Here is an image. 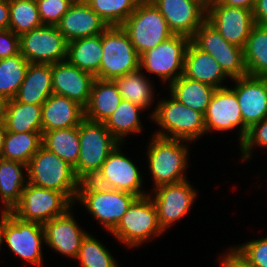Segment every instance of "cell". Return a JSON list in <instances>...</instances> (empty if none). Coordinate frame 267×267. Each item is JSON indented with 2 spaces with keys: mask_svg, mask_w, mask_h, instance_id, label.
Instances as JSON below:
<instances>
[{
  "mask_svg": "<svg viewBox=\"0 0 267 267\" xmlns=\"http://www.w3.org/2000/svg\"><path fill=\"white\" fill-rule=\"evenodd\" d=\"M27 179L28 183L62 192L73 203L76 201L80 180L74 168L43 146L27 164Z\"/></svg>",
  "mask_w": 267,
  "mask_h": 267,
  "instance_id": "cell-1",
  "label": "cell"
},
{
  "mask_svg": "<svg viewBox=\"0 0 267 267\" xmlns=\"http://www.w3.org/2000/svg\"><path fill=\"white\" fill-rule=\"evenodd\" d=\"M136 198L137 196L131 193L105 188L92 180H84L80 181L76 200L111 233Z\"/></svg>",
  "mask_w": 267,
  "mask_h": 267,
  "instance_id": "cell-2",
  "label": "cell"
},
{
  "mask_svg": "<svg viewBox=\"0 0 267 267\" xmlns=\"http://www.w3.org/2000/svg\"><path fill=\"white\" fill-rule=\"evenodd\" d=\"M78 133L80 151L74 172L80 181L92 180L119 142L104 123L86 118L80 122Z\"/></svg>",
  "mask_w": 267,
  "mask_h": 267,
  "instance_id": "cell-3",
  "label": "cell"
},
{
  "mask_svg": "<svg viewBox=\"0 0 267 267\" xmlns=\"http://www.w3.org/2000/svg\"><path fill=\"white\" fill-rule=\"evenodd\" d=\"M188 143L182 139L154 135L148 146V168L153 176L154 188L186 180L184 170L188 164Z\"/></svg>",
  "mask_w": 267,
  "mask_h": 267,
  "instance_id": "cell-4",
  "label": "cell"
},
{
  "mask_svg": "<svg viewBox=\"0 0 267 267\" xmlns=\"http://www.w3.org/2000/svg\"><path fill=\"white\" fill-rule=\"evenodd\" d=\"M170 97L158 101L150 116L161 128L155 135L192 142L206 133L204 114Z\"/></svg>",
  "mask_w": 267,
  "mask_h": 267,
  "instance_id": "cell-5",
  "label": "cell"
},
{
  "mask_svg": "<svg viewBox=\"0 0 267 267\" xmlns=\"http://www.w3.org/2000/svg\"><path fill=\"white\" fill-rule=\"evenodd\" d=\"M121 27L140 56L174 35L150 0H141Z\"/></svg>",
  "mask_w": 267,
  "mask_h": 267,
  "instance_id": "cell-6",
  "label": "cell"
},
{
  "mask_svg": "<svg viewBox=\"0 0 267 267\" xmlns=\"http://www.w3.org/2000/svg\"><path fill=\"white\" fill-rule=\"evenodd\" d=\"M111 234L130 248L138 247L145 241L163 234L158 223L156 206L149 194L137 197L131 203Z\"/></svg>",
  "mask_w": 267,
  "mask_h": 267,
  "instance_id": "cell-7",
  "label": "cell"
},
{
  "mask_svg": "<svg viewBox=\"0 0 267 267\" xmlns=\"http://www.w3.org/2000/svg\"><path fill=\"white\" fill-rule=\"evenodd\" d=\"M98 79L113 80L140 69V55L121 26H110L102 33Z\"/></svg>",
  "mask_w": 267,
  "mask_h": 267,
  "instance_id": "cell-8",
  "label": "cell"
},
{
  "mask_svg": "<svg viewBox=\"0 0 267 267\" xmlns=\"http://www.w3.org/2000/svg\"><path fill=\"white\" fill-rule=\"evenodd\" d=\"M73 205L64 193L27 182L19 204L11 212L23 221L44 225L52 218L65 214Z\"/></svg>",
  "mask_w": 267,
  "mask_h": 267,
  "instance_id": "cell-9",
  "label": "cell"
},
{
  "mask_svg": "<svg viewBox=\"0 0 267 267\" xmlns=\"http://www.w3.org/2000/svg\"><path fill=\"white\" fill-rule=\"evenodd\" d=\"M4 242L9 250L34 266L43 263L42 242L45 232L42 224L23 221L12 212L4 211Z\"/></svg>",
  "mask_w": 267,
  "mask_h": 267,
  "instance_id": "cell-10",
  "label": "cell"
},
{
  "mask_svg": "<svg viewBox=\"0 0 267 267\" xmlns=\"http://www.w3.org/2000/svg\"><path fill=\"white\" fill-rule=\"evenodd\" d=\"M190 41L187 36L174 34L140 56V69L172 83L183 75L185 52Z\"/></svg>",
  "mask_w": 267,
  "mask_h": 267,
  "instance_id": "cell-11",
  "label": "cell"
},
{
  "mask_svg": "<svg viewBox=\"0 0 267 267\" xmlns=\"http://www.w3.org/2000/svg\"><path fill=\"white\" fill-rule=\"evenodd\" d=\"M191 41L209 53L231 80L248 75L243 48L227 42L207 20L196 30Z\"/></svg>",
  "mask_w": 267,
  "mask_h": 267,
  "instance_id": "cell-12",
  "label": "cell"
},
{
  "mask_svg": "<svg viewBox=\"0 0 267 267\" xmlns=\"http://www.w3.org/2000/svg\"><path fill=\"white\" fill-rule=\"evenodd\" d=\"M20 53L29 63L55 64L67 58V41L57 26L43 25L20 36Z\"/></svg>",
  "mask_w": 267,
  "mask_h": 267,
  "instance_id": "cell-13",
  "label": "cell"
},
{
  "mask_svg": "<svg viewBox=\"0 0 267 267\" xmlns=\"http://www.w3.org/2000/svg\"><path fill=\"white\" fill-rule=\"evenodd\" d=\"M120 149L119 143L92 181L99 186L128 192L137 197L148 195L142 191L143 177L139 169Z\"/></svg>",
  "mask_w": 267,
  "mask_h": 267,
  "instance_id": "cell-14",
  "label": "cell"
},
{
  "mask_svg": "<svg viewBox=\"0 0 267 267\" xmlns=\"http://www.w3.org/2000/svg\"><path fill=\"white\" fill-rule=\"evenodd\" d=\"M206 20L227 42L241 48L245 47L247 38L255 25L252 10L230 7L221 4L218 0L207 4Z\"/></svg>",
  "mask_w": 267,
  "mask_h": 267,
  "instance_id": "cell-15",
  "label": "cell"
},
{
  "mask_svg": "<svg viewBox=\"0 0 267 267\" xmlns=\"http://www.w3.org/2000/svg\"><path fill=\"white\" fill-rule=\"evenodd\" d=\"M153 191L155 195H149L156 206L158 223L163 232L188 214L197 196L188 180L162 185Z\"/></svg>",
  "mask_w": 267,
  "mask_h": 267,
  "instance_id": "cell-16",
  "label": "cell"
},
{
  "mask_svg": "<svg viewBox=\"0 0 267 267\" xmlns=\"http://www.w3.org/2000/svg\"><path fill=\"white\" fill-rule=\"evenodd\" d=\"M206 133L228 131L240 126L239 142H243L248 128L244 125L236 93L232 88H218L214 91L204 114Z\"/></svg>",
  "mask_w": 267,
  "mask_h": 267,
  "instance_id": "cell-17",
  "label": "cell"
},
{
  "mask_svg": "<svg viewBox=\"0 0 267 267\" xmlns=\"http://www.w3.org/2000/svg\"><path fill=\"white\" fill-rule=\"evenodd\" d=\"M165 18L174 34L189 37L206 21L207 4L203 0H150Z\"/></svg>",
  "mask_w": 267,
  "mask_h": 267,
  "instance_id": "cell-18",
  "label": "cell"
},
{
  "mask_svg": "<svg viewBox=\"0 0 267 267\" xmlns=\"http://www.w3.org/2000/svg\"><path fill=\"white\" fill-rule=\"evenodd\" d=\"M232 81L243 123L249 129L267 117V77L246 75Z\"/></svg>",
  "mask_w": 267,
  "mask_h": 267,
  "instance_id": "cell-19",
  "label": "cell"
},
{
  "mask_svg": "<svg viewBox=\"0 0 267 267\" xmlns=\"http://www.w3.org/2000/svg\"><path fill=\"white\" fill-rule=\"evenodd\" d=\"M53 94L65 96L83 108L87 105L95 77L67 60L51 64Z\"/></svg>",
  "mask_w": 267,
  "mask_h": 267,
  "instance_id": "cell-20",
  "label": "cell"
},
{
  "mask_svg": "<svg viewBox=\"0 0 267 267\" xmlns=\"http://www.w3.org/2000/svg\"><path fill=\"white\" fill-rule=\"evenodd\" d=\"M43 227L46 245L64 256L76 259L87 231L79 228L71 210L47 221Z\"/></svg>",
  "mask_w": 267,
  "mask_h": 267,
  "instance_id": "cell-21",
  "label": "cell"
},
{
  "mask_svg": "<svg viewBox=\"0 0 267 267\" xmlns=\"http://www.w3.org/2000/svg\"><path fill=\"white\" fill-rule=\"evenodd\" d=\"M56 26L67 42L102 34L108 28L85 1L71 4Z\"/></svg>",
  "mask_w": 267,
  "mask_h": 267,
  "instance_id": "cell-22",
  "label": "cell"
},
{
  "mask_svg": "<svg viewBox=\"0 0 267 267\" xmlns=\"http://www.w3.org/2000/svg\"><path fill=\"white\" fill-rule=\"evenodd\" d=\"M183 76L216 89L225 88V85L222 86L223 81L229 78L217 61L192 41L189 42L185 52Z\"/></svg>",
  "mask_w": 267,
  "mask_h": 267,
  "instance_id": "cell-23",
  "label": "cell"
},
{
  "mask_svg": "<svg viewBox=\"0 0 267 267\" xmlns=\"http://www.w3.org/2000/svg\"><path fill=\"white\" fill-rule=\"evenodd\" d=\"M84 119V108L77 102L52 94L42 104V133L79 126Z\"/></svg>",
  "mask_w": 267,
  "mask_h": 267,
  "instance_id": "cell-24",
  "label": "cell"
},
{
  "mask_svg": "<svg viewBox=\"0 0 267 267\" xmlns=\"http://www.w3.org/2000/svg\"><path fill=\"white\" fill-rule=\"evenodd\" d=\"M122 96L113 80L95 78L87 105L84 107V118L105 123L119 106Z\"/></svg>",
  "mask_w": 267,
  "mask_h": 267,
  "instance_id": "cell-25",
  "label": "cell"
},
{
  "mask_svg": "<svg viewBox=\"0 0 267 267\" xmlns=\"http://www.w3.org/2000/svg\"><path fill=\"white\" fill-rule=\"evenodd\" d=\"M52 94L51 64L29 63L14 99L26 104L42 105Z\"/></svg>",
  "mask_w": 267,
  "mask_h": 267,
  "instance_id": "cell-26",
  "label": "cell"
},
{
  "mask_svg": "<svg viewBox=\"0 0 267 267\" xmlns=\"http://www.w3.org/2000/svg\"><path fill=\"white\" fill-rule=\"evenodd\" d=\"M27 165L0 157V196L4 202L3 211L11 212L20 202L28 179Z\"/></svg>",
  "mask_w": 267,
  "mask_h": 267,
  "instance_id": "cell-27",
  "label": "cell"
},
{
  "mask_svg": "<svg viewBox=\"0 0 267 267\" xmlns=\"http://www.w3.org/2000/svg\"><path fill=\"white\" fill-rule=\"evenodd\" d=\"M102 55V34L67 42L66 60L97 79Z\"/></svg>",
  "mask_w": 267,
  "mask_h": 267,
  "instance_id": "cell-28",
  "label": "cell"
},
{
  "mask_svg": "<svg viewBox=\"0 0 267 267\" xmlns=\"http://www.w3.org/2000/svg\"><path fill=\"white\" fill-rule=\"evenodd\" d=\"M3 122L8 132H42V105L8 100Z\"/></svg>",
  "mask_w": 267,
  "mask_h": 267,
  "instance_id": "cell-29",
  "label": "cell"
},
{
  "mask_svg": "<svg viewBox=\"0 0 267 267\" xmlns=\"http://www.w3.org/2000/svg\"><path fill=\"white\" fill-rule=\"evenodd\" d=\"M170 95L188 108L205 114L216 88L181 75L169 83Z\"/></svg>",
  "mask_w": 267,
  "mask_h": 267,
  "instance_id": "cell-30",
  "label": "cell"
},
{
  "mask_svg": "<svg viewBox=\"0 0 267 267\" xmlns=\"http://www.w3.org/2000/svg\"><path fill=\"white\" fill-rule=\"evenodd\" d=\"M79 143L78 126L42 133V146L58 155L73 168L77 166L79 159Z\"/></svg>",
  "mask_w": 267,
  "mask_h": 267,
  "instance_id": "cell-31",
  "label": "cell"
},
{
  "mask_svg": "<svg viewBox=\"0 0 267 267\" xmlns=\"http://www.w3.org/2000/svg\"><path fill=\"white\" fill-rule=\"evenodd\" d=\"M248 75L267 77V27L255 24L243 48Z\"/></svg>",
  "mask_w": 267,
  "mask_h": 267,
  "instance_id": "cell-32",
  "label": "cell"
},
{
  "mask_svg": "<svg viewBox=\"0 0 267 267\" xmlns=\"http://www.w3.org/2000/svg\"><path fill=\"white\" fill-rule=\"evenodd\" d=\"M42 146V132H6L0 157L28 164Z\"/></svg>",
  "mask_w": 267,
  "mask_h": 267,
  "instance_id": "cell-33",
  "label": "cell"
},
{
  "mask_svg": "<svg viewBox=\"0 0 267 267\" xmlns=\"http://www.w3.org/2000/svg\"><path fill=\"white\" fill-rule=\"evenodd\" d=\"M139 69L135 72L127 73L123 76L114 78L122 99L130 101L143 109L149 107L153 100L154 89L146 75ZM153 89V91H152Z\"/></svg>",
  "mask_w": 267,
  "mask_h": 267,
  "instance_id": "cell-34",
  "label": "cell"
},
{
  "mask_svg": "<svg viewBox=\"0 0 267 267\" xmlns=\"http://www.w3.org/2000/svg\"><path fill=\"white\" fill-rule=\"evenodd\" d=\"M143 110L130 101L122 99L117 109L104 124L114 138L123 144L124 137L142 131L139 115Z\"/></svg>",
  "mask_w": 267,
  "mask_h": 267,
  "instance_id": "cell-35",
  "label": "cell"
},
{
  "mask_svg": "<svg viewBox=\"0 0 267 267\" xmlns=\"http://www.w3.org/2000/svg\"><path fill=\"white\" fill-rule=\"evenodd\" d=\"M29 62L21 53L0 59V96L11 100L18 92L22 84Z\"/></svg>",
  "mask_w": 267,
  "mask_h": 267,
  "instance_id": "cell-36",
  "label": "cell"
},
{
  "mask_svg": "<svg viewBox=\"0 0 267 267\" xmlns=\"http://www.w3.org/2000/svg\"><path fill=\"white\" fill-rule=\"evenodd\" d=\"M41 26L36 0H9L8 29L21 36Z\"/></svg>",
  "mask_w": 267,
  "mask_h": 267,
  "instance_id": "cell-37",
  "label": "cell"
},
{
  "mask_svg": "<svg viewBox=\"0 0 267 267\" xmlns=\"http://www.w3.org/2000/svg\"><path fill=\"white\" fill-rule=\"evenodd\" d=\"M141 0H85L90 8L110 26H121Z\"/></svg>",
  "mask_w": 267,
  "mask_h": 267,
  "instance_id": "cell-38",
  "label": "cell"
},
{
  "mask_svg": "<svg viewBox=\"0 0 267 267\" xmlns=\"http://www.w3.org/2000/svg\"><path fill=\"white\" fill-rule=\"evenodd\" d=\"M76 260L82 267H119L108 249L89 233L81 242Z\"/></svg>",
  "mask_w": 267,
  "mask_h": 267,
  "instance_id": "cell-39",
  "label": "cell"
},
{
  "mask_svg": "<svg viewBox=\"0 0 267 267\" xmlns=\"http://www.w3.org/2000/svg\"><path fill=\"white\" fill-rule=\"evenodd\" d=\"M247 267H267V236L230 248Z\"/></svg>",
  "mask_w": 267,
  "mask_h": 267,
  "instance_id": "cell-40",
  "label": "cell"
},
{
  "mask_svg": "<svg viewBox=\"0 0 267 267\" xmlns=\"http://www.w3.org/2000/svg\"><path fill=\"white\" fill-rule=\"evenodd\" d=\"M260 146L267 148V117L262 121L253 124L240 144V151L242 155V160L248 161L251 156V151L253 146Z\"/></svg>",
  "mask_w": 267,
  "mask_h": 267,
  "instance_id": "cell-41",
  "label": "cell"
},
{
  "mask_svg": "<svg viewBox=\"0 0 267 267\" xmlns=\"http://www.w3.org/2000/svg\"><path fill=\"white\" fill-rule=\"evenodd\" d=\"M43 25L56 26L71 3L67 0H36Z\"/></svg>",
  "mask_w": 267,
  "mask_h": 267,
  "instance_id": "cell-42",
  "label": "cell"
},
{
  "mask_svg": "<svg viewBox=\"0 0 267 267\" xmlns=\"http://www.w3.org/2000/svg\"><path fill=\"white\" fill-rule=\"evenodd\" d=\"M20 53V36L10 29L0 31V59Z\"/></svg>",
  "mask_w": 267,
  "mask_h": 267,
  "instance_id": "cell-43",
  "label": "cell"
},
{
  "mask_svg": "<svg viewBox=\"0 0 267 267\" xmlns=\"http://www.w3.org/2000/svg\"><path fill=\"white\" fill-rule=\"evenodd\" d=\"M252 12L255 24L267 27V0H255Z\"/></svg>",
  "mask_w": 267,
  "mask_h": 267,
  "instance_id": "cell-44",
  "label": "cell"
},
{
  "mask_svg": "<svg viewBox=\"0 0 267 267\" xmlns=\"http://www.w3.org/2000/svg\"><path fill=\"white\" fill-rule=\"evenodd\" d=\"M9 0H0V31L8 29Z\"/></svg>",
  "mask_w": 267,
  "mask_h": 267,
  "instance_id": "cell-45",
  "label": "cell"
},
{
  "mask_svg": "<svg viewBox=\"0 0 267 267\" xmlns=\"http://www.w3.org/2000/svg\"><path fill=\"white\" fill-rule=\"evenodd\" d=\"M220 260L221 267H247L241 260H239L230 250Z\"/></svg>",
  "mask_w": 267,
  "mask_h": 267,
  "instance_id": "cell-46",
  "label": "cell"
},
{
  "mask_svg": "<svg viewBox=\"0 0 267 267\" xmlns=\"http://www.w3.org/2000/svg\"><path fill=\"white\" fill-rule=\"evenodd\" d=\"M221 4L230 7H240L253 11L255 0H218Z\"/></svg>",
  "mask_w": 267,
  "mask_h": 267,
  "instance_id": "cell-47",
  "label": "cell"
},
{
  "mask_svg": "<svg viewBox=\"0 0 267 267\" xmlns=\"http://www.w3.org/2000/svg\"><path fill=\"white\" fill-rule=\"evenodd\" d=\"M6 127L3 120L0 121V153L2 152L4 146V139L6 135Z\"/></svg>",
  "mask_w": 267,
  "mask_h": 267,
  "instance_id": "cell-48",
  "label": "cell"
},
{
  "mask_svg": "<svg viewBox=\"0 0 267 267\" xmlns=\"http://www.w3.org/2000/svg\"><path fill=\"white\" fill-rule=\"evenodd\" d=\"M2 242H4V211L1 210V216H0V249Z\"/></svg>",
  "mask_w": 267,
  "mask_h": 267,
  "instance_id": "cell-49",
  "label": "cell"
},
{
  "mask_svg": "<svg viewBox=\"0 0 267 267\" xmlns=\"http://www.w3.org/2000/svg\"><path fill=\"white\" fill-rule=\"evenodd\" d=\"M6 102L7 100L0 96V121L4 118Z\"/></svg>",
  "mask_w": 267,
  "mask_h": 267,
  "instance_id": "cell-50",
  "label": "cell"
},
{
  "mask_svg": "<svg viewBox=\"0 0 267 267\" xmlns=\"http://www.w3.org/2000/svg\"><path fill=\"white\" fill-rule=\"evenodd\" d=\"M67 1L70 2L71 4H77V3L83 2L85 0H67Z\"/></svg>",
  "mask_w": 267,
  "mask_h": 267,
  "instance_id": "cell-51",
  "label": "cell"
},
{
  "mask_svg": "<svg viewBox=\"0 0 267 267\" xmlns=\"http://www.w3.org/2000/svg\"><path fill=\"white\" fill-rule=\"evenodd\" d=\"M206 4L210 3V2H213L215 0H203Z\"/></svg>",
  "mask_w": 267,
  "mask_h": 267,
  "instance_id": "cell-52",
  "label": "cell"
}]
</instances>
